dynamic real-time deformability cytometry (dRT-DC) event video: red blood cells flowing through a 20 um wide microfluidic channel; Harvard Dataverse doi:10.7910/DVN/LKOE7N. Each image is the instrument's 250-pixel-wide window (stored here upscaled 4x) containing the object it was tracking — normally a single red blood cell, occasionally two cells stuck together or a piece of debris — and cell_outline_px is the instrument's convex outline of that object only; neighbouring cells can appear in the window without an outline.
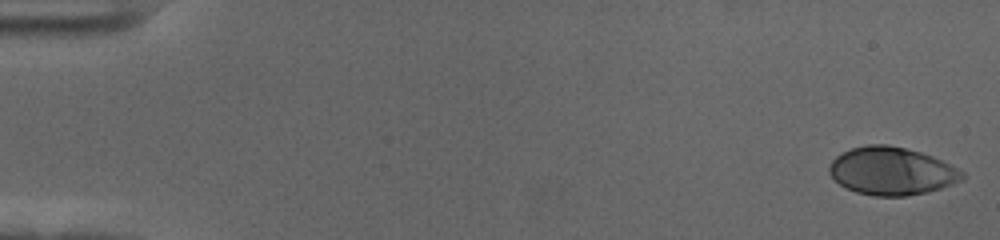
{"species": "human", "species_latin": "Homo sapiens", "temperature_condition": "cold", "stored_images_in_passage": 57, "camera_frame_rate_fps": 3000, "um_per_image_px": 0.085, "donor": {"sex": "female"}, "frame": {"image": 1, "passage_image": 1, "time_ms": 0.0, "image_size_px": [1000, 240], "cell_outline_px": [[964, 180], [928, 192], [908, 196], [872, 196], [856, 192], [840, 184], [828, 172], [828, 168], [832, 160], [836, 156], [852, 148], [868, 144], [888, 144], [920, 152], [932, 156], [964, 172]], "centroid_in_image_um": [75.79, 14.55], "position_along_channel_um": 9.2, "area_um2": 36.93}}
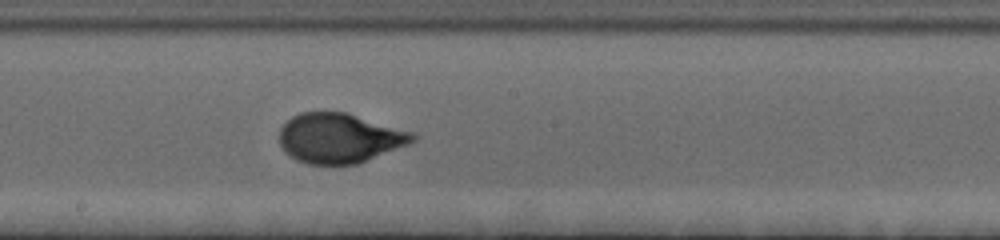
{"frame": {"image": 2, "passage_image": 32, "time_ms": 10.333, "image_size_px": [1000, 240], "cell_outline_px": [[416, 140], [408, 144], [356, 164], [308, 164], [296, 160], [284, 152], [280, 144], [280, 128], [292, 116], [300, 112], [348, 112], [416, 132]], "centroid_in_image_um": [28.87, 11.72], "position_along_channel_um": 219.3, "area_um2": 38.84}}
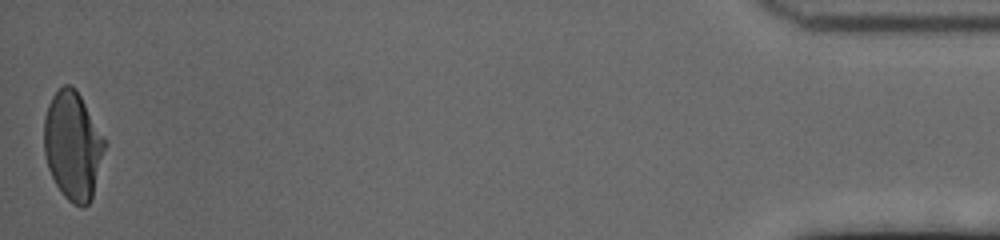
{"frame": {"image": 3, "passage_image": 57, "time_ms": 18.667, "image_size_px": [1000, 240], "cell_outline_px": [[108, 140], [92, 200], [84, 208], [80, 208], [72, 204], [60, 192], [48, 168], [44, 152], [44, 116], [48, 104], [52, 96], [64, 84], [68, 84], [76, 88]], "centroid_in_image_um": [6.22, 12.39], "position_along_channel_um": 429.0, "area_um2": 39.13}, "authors_computed_cell_mechanics": {"area_um2": 37.57, "velocity_mm_per_s": 3.5394, "shape_relaxation_time_tau1_ms": 4.0445, "shape_relaxation_time_tau2_ms": null, "deformation_change_tau1": 0.1932, "deformation_change_tau2": null}}